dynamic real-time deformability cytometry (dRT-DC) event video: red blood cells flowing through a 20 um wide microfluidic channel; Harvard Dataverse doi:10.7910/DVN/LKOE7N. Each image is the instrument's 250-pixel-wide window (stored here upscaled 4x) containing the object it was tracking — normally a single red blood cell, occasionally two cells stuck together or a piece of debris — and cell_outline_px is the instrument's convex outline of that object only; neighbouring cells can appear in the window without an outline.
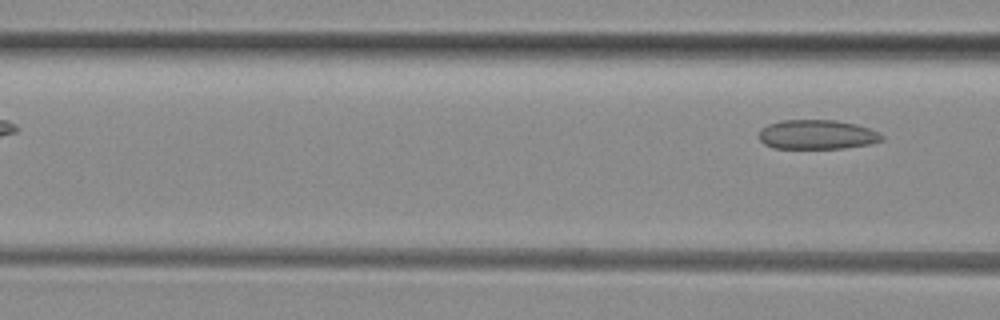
{"species": "common noctule bat (a hibernating species)", "species_latin": "Nyctalus noctula", "temperature_condition": "room temperature", "stored_images_in_passage": 5, "camera_frame_rate_fps": 3000, "um_per_image_px": 0.085, "animal": {"sex": "female", "body_mass_g": 29.2, "forearm_length_mm": 56.3}, "frame": {"image": 1, "passage_image": 5, "time_ms": 5.0, "image_size_px": [1000, 320], "cell_outline_px": [[884, 140], [868, 144], [844, 148], [772, 148], [764, 144], [756, 136], [760, 128], [768, 124], [780, 120], [836, 120], [856, 124], [880, 132], [884, 136]], "centroid_in_image_um": [69.41, 11.43], "position_along_channel_um": 97.2, "area_um2": 21.33}}